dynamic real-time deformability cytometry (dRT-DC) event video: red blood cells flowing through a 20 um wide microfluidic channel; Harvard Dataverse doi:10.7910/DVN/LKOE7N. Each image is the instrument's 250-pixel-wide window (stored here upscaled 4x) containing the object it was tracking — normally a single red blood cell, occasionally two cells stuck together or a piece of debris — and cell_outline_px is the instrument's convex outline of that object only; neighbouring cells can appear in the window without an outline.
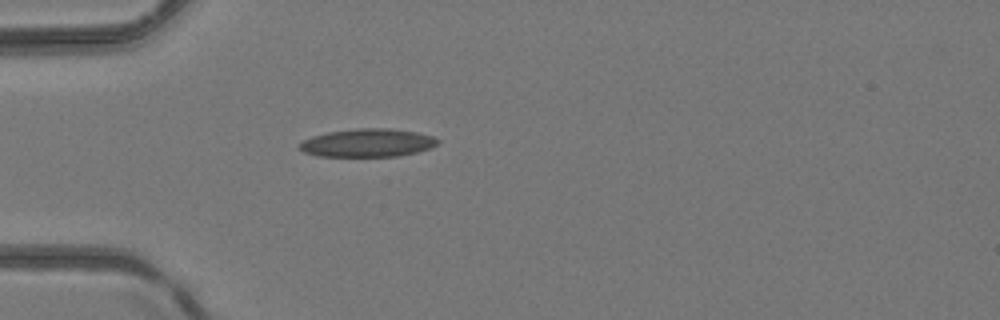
{"species": "common noctule bat (a hibernating species)", "species_latin": "Nyctalus noctula", "temperature_condition": "room temperature", "stored_images_in_passage": 1, "camera_frame_rate_fps": 3000, "um_per_image_px": 0.085, "animal": {"sex": "female", "body_mass_g": 24.6, "forearm_length_mm": 56.2}, "frame": {"image": 1, "passage_image": 1, "time_ms": 0.0, "image_size_px": [1000, 320], "cell_outline_px": [[440, 140], [436, 144], [428, 148], [416, 152], [400, 156], [316, 156], [304, 152], [300, 148], [300, 144], [304, 140], [312, 136], [328, 132], [356, 128], [388, 128], [416, 132], [432, 136]], "centroid_in_image_um": [31.23, 12.14], "position_along_channel_um": 53.8, "area_um2": 22.48}}